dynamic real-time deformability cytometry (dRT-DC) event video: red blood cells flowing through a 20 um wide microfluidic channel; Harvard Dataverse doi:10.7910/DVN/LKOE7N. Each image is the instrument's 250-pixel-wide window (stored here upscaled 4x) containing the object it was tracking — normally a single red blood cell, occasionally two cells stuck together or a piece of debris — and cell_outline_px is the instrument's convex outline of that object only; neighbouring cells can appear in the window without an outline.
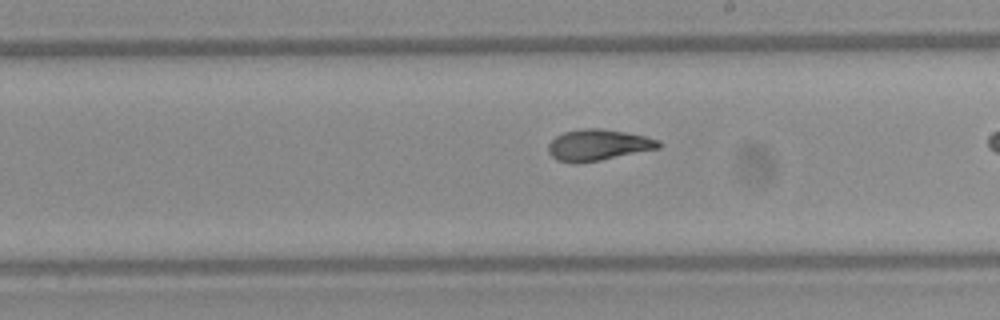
{"species": "Egyptian fruit bat (a non-hibernating species)", "species_latin": "Rousettus aegyptiacus", "temperature_condition": "warm", "stored_images_in_passage": 35, "camera_frame_rate_fps": 3000, "um_per_image_px": 0.085, "frame": {"image": 1, "passage_image": 25, "time_ms": 8.0, "image_size_px": [1000, 320], "cell_outline_px": [[660, 148], [600, 160], [576, 164], [556, 160], [548, 152], [548, 144], [556, 136], [564, 132], [584, 128], [604, 128], [644, 136], [660, 140]], "centroid_in_image_um": [50.82, 12.33], "position_along_channel_um": 238.2, "area_um2": 20.06}}